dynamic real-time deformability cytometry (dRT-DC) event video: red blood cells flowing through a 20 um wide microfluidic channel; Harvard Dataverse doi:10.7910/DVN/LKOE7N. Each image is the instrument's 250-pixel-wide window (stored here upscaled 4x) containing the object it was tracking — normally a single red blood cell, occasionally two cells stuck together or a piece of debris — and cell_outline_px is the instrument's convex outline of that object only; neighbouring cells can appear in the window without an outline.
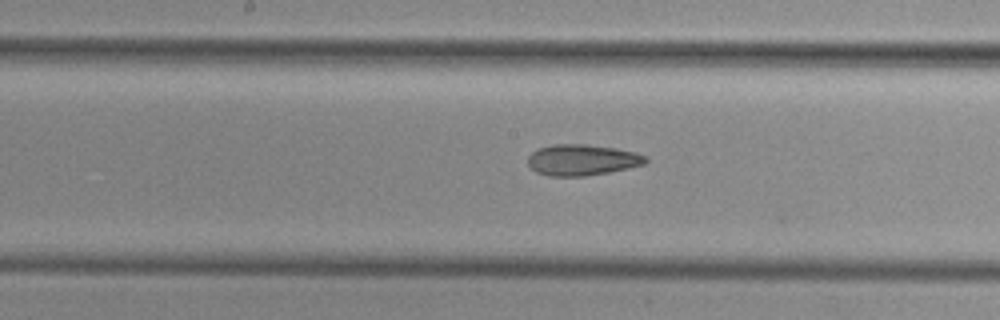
{"species": "common noctule bat (a hibernating species)", "species_latin": "Nyctalus noctula", "temperature_condition": "cold", "stored_images_in_passage": 30, "camera_frame_rate_fps": 3000, "um_per_image_px": 0.085, "animal": {"sex": "female", "body_mass_g": 29.2, "forearm_length_mm": 56.3}, "frame": {"image": 1, "passage_image": 22, "time_ms": 7.0, "image_size_px": [1000, 320], "cell_outline_px": [[648, 160], [644, 164], [628, 168], [608, 172], [584, 176], [548, 176], [536, 172], [528, 164], [528, 156], [532, 152], [540, 148], [552, 144], [588, 144], [616, 148], [636, 152], [648, 156]], "centroid_in_image_um": [49.49, 13.59], "position_along_channel_um": 198.7, "area_um2": 21.39}}